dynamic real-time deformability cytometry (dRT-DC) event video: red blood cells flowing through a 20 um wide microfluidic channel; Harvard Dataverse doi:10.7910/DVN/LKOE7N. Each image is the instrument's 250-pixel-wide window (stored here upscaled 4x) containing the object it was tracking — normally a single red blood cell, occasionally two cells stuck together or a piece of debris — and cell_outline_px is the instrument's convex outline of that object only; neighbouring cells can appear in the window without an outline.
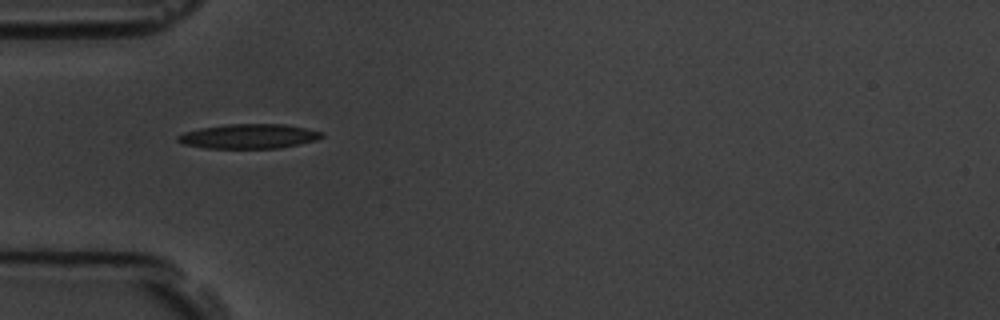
{"species": "common noctule bat (a hibernating species)", "species_latin": "Nyctalus noctula", "temperature_condition": "room temperature", "stored_images_in_passage": 2, "camera_frame_rate_fps": 3000, "um_per_image_px": 0.085, "animal": {"sex": "male", "body_mass_g": 19.5, "forearm_length_mm": 54.6}, "frame": {"image": 1, "passage_image": 1, "time_ms": 0.0, "image_size_px": [1000, 320], "cell_outline_px": [[324, 136], [316, 140], [280, 148], [204, 148], [184, 144], [176, 140], [176, 136], [184, 132], [200, 128], [228, 124], [284, 124], [324, 132]], "centroid_in_image_um": [21.14, 11.58], "position_along_channel_um": 63.9, "area_um2": 20.58}}
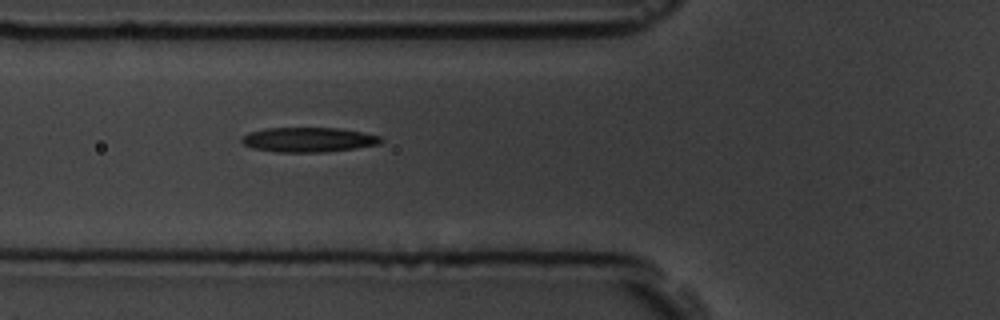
{"frame": {"image": 2, "passage_image": 2, "time_ms": 1.0, "image_size_px": [1000, 320], "cell_outline_px": [[384, 140], [380, 144], [356, 148], [324, 152], [276, 152], [252, 148], [244, 144], [240, 140], [248, 132], [264, 128], [340, 128], [380, 136]], "centroid_in_image_um": [26.21, 11.87], "position_along_channel_um": 99.6, "area_um2": 20.06}}